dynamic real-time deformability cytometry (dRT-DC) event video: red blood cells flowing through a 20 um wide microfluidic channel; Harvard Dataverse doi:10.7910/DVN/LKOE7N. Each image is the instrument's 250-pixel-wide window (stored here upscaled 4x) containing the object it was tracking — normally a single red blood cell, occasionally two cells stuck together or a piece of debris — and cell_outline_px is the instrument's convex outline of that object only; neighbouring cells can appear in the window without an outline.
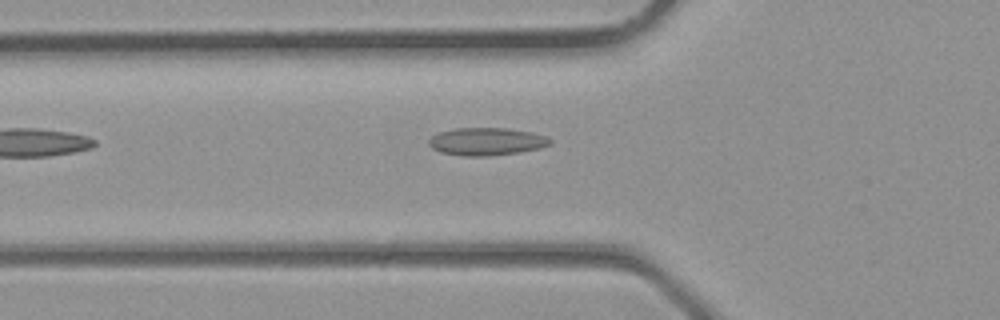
{"species": "common noctule bat (a hibernating species)", "species_latin": "Nyctalus noctula", "temperature_condition": "room temperature", "stored_images_in_passage": 6, "camera_frame_rate_fps": 3000, "um_per_image_px": 0.085, "animal": {"sex": "male", "body_mass_g": 23.1, "forearm_length_mm": 52.7}, "frame": {"image": 1, "passage_image": 5, "time_ms": 1.333, "image_size_px": [1000, 320], "cell_outline_px": [[552, 144], [540, 148], [520, 152], [484, 156], [460, 156], [440, 152], [432, 148], [428, 144], [428, 140], [432, 136], [440, 132], [456, 128], [508, 128], [532, 132], [548, 136], [552, 140]], "centroid_in_image_um": [41.38, 12.03], "position_along_channel_um": 84.4, "area_um2": 19.71}}